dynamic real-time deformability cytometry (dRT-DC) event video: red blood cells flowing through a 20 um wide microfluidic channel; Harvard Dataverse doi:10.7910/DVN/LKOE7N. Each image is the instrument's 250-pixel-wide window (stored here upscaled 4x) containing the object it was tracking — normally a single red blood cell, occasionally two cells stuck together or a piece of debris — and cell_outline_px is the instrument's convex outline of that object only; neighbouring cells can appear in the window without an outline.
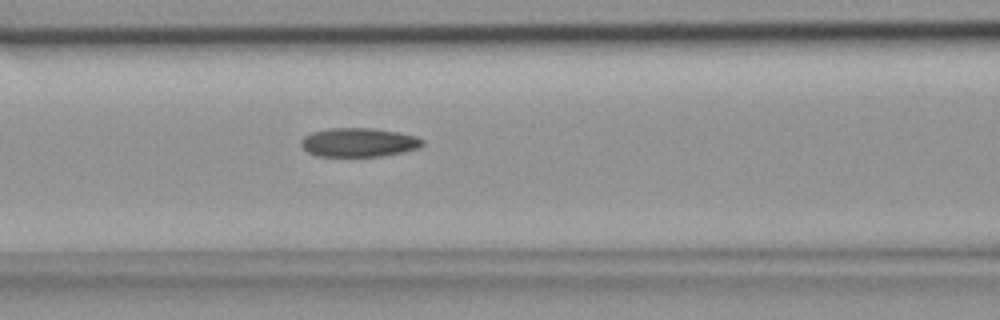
{"species": "common noctule bat (a hibernating species)", "species_latin": "Nyctalus noctula", "temperature_condition": "room temperature", "stored_images_in_passage": 6, "camera_frame_rate_fps": 3000, "um_per_image_px": 0.085, "animal": {"sex": "female", "body_mass_g": 18.4}, "frame": {"image": 1, "passage_image": 6, "time_ms": 1.667, "image_size_px": [1000, 320], "cell_outline_px": [[424, 144], [420, 148], [404, 152], [384, 156], [316, 156], [308, 152], [300, 144], [300, 140], [304, 136], [312, 132], [332, 128], [368, 128], [396, 132], [416, 136], [424, 140]], "centroid_in_image_um": [30.5, 12.11], "position_along_channel_um": 136.1, "area_um2": 20.46}}